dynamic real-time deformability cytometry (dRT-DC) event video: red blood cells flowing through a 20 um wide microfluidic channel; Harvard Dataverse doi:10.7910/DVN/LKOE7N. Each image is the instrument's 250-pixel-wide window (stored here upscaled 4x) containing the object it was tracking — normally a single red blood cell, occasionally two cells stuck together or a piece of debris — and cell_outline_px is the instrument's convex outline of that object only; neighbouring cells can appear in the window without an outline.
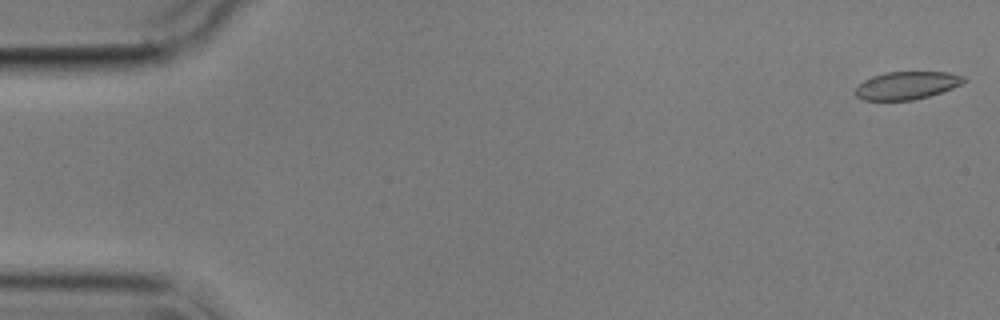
{"species": "common noctule bat (a hibernating species)", "species_latin": "Nyctalus noctula", "temperature_condition": "cold", "stored_images_in_passage": 3, "camera_frame_rate_fps": 3000, "um_per_image_px": 0.085, "animal": {"sex": "male", "body_mass_g": 17.9}, "frame": {"image": 1, "passage_image": 1, "time_ms": 0.0, "image_size_px": [1000, 320], "cell_outline_px": [[968, 80], [952, 88], [928, 96], [912, 100], [860, 100], [856, 96], [856, 88], [864, 80], [872, 76], [884, 72], [948, 72], [964, 76]], "centroid_in_image_um": [77.07, 7.25], "position_along_channel_um": 7.9, "area_um2": 17.51}}